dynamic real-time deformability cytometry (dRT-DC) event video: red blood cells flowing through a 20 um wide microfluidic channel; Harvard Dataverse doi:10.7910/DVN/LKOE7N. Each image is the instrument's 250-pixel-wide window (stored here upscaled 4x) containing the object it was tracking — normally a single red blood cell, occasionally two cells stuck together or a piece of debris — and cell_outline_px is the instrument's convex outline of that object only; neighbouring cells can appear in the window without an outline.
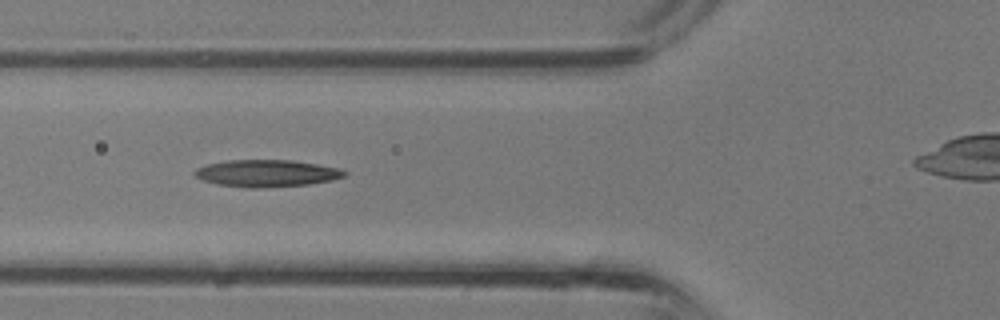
{"species": "common noctule bat (a hibernating species)", "species_latin": "Nyctalus noctula", "temperature_condition": "room temperature", "stored_images_in_passage": 32, "camera_frame_rate_fps": 3000, "um_per_image_px": 0.085, "animal": {"sex": "male", "body_mass_g": 13.3}, "frame": {"image": 1, "passage_image": 13, "time_ms": 4.0, "image_size_px": [1000, 320], "cell_outline_px": [[348, 172], [344, 176], [332, 180], [308, 184], [264, 188], [252, 188], [216, 184], [204, 180], [196, 176], [192, 172], [196, 168], [208, 164], [228, 160], [292, 160], [340, 168]], "centroid_in_image_um": [22.67, 14.73], "position_along_channel_um": 103.1, "area_um2": 23.52}}
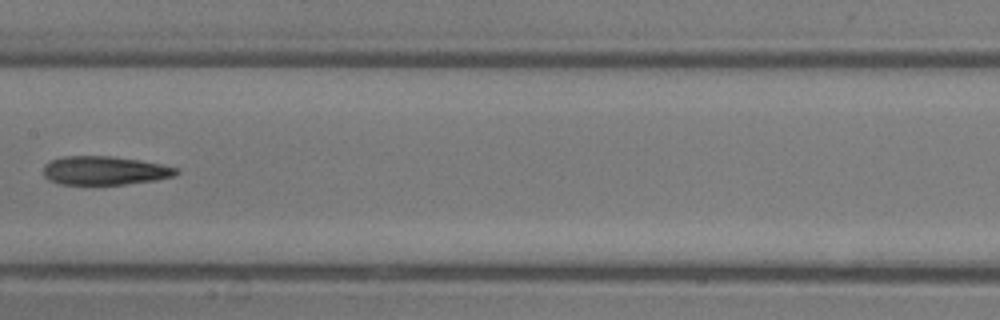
{"frame": {"image": 2, "passage_image": 18, "time_ms": 5.667, "image_size_px": [1000, 320], "cell_outline_px": [[180, 172], [172, 176], [156, 180], [124, 184], [60, 184], [44, 176], [44, 164], [52, 160], [64, 156], [112, 156], [140, 160], [160, 164], [176, 168]], "centroid_in_image_um": [8.89, 14.49], "position_along_channel_um": 198.5, "area_um2": 21.96}}
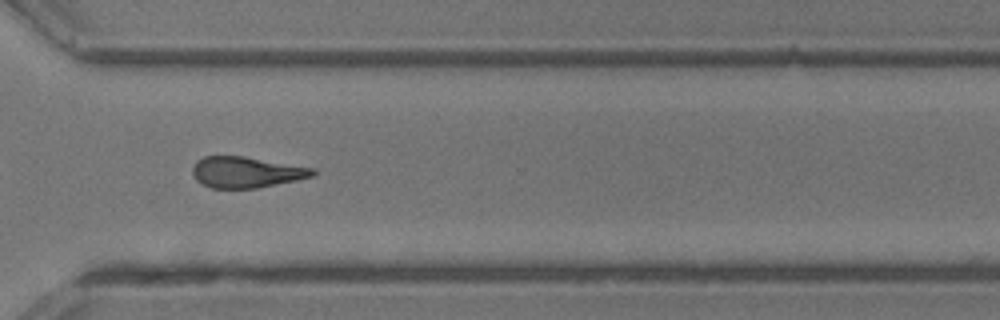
{"frame": {"image": 3, "passage_image": 26, "time_ms": 8.333, "image_size_px": [1000, 320], "cell_outline_px": [[316, 172], [312, 176], [296, 180], [256, 188], [212, 188], [196, 180], [192, 172], [192, 168], [196, 160], [204, 156], [244, 156], [316, 168]], "centroid_in_image_um": [20.93, 14.62], "position_along_channel_um": 349.7, "area_um2": 21.68}}